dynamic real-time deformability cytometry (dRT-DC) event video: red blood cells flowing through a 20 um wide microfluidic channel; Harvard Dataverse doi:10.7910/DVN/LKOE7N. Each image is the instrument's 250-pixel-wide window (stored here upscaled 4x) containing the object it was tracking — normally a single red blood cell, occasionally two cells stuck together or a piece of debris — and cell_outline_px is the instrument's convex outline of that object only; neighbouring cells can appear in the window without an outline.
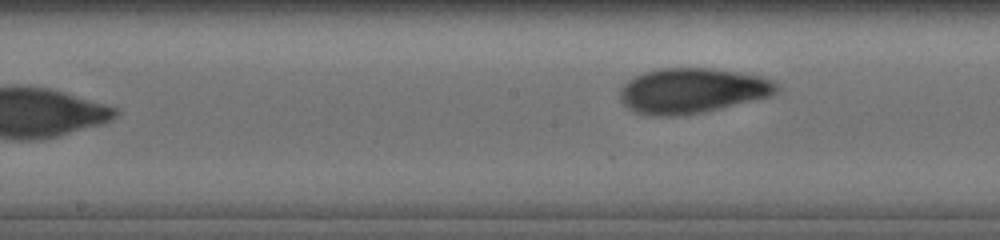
{"species": "human", "species_latin": "Homo sapiens", "temperature_condition": "cold", "stored_images_in_passage": 15, "segment_of_instrument_passage": [2, 2], "camera_frame_rate_fps": 3000, "um_per_image_px": 0.085, "donor": {"sex": "male"}, "frame": {"image": 1, "passage_image": 15, "time_ms": 5.667, "image_size_px": [1000, 240], "cell_outline_px": [[780, 88], [772, 96], [704, 112], [680, 116], [656, 116], [632, 112], [620, 100], [620, 88], [632, 76], [644, 72], [660, 68], [712, 68], [740, 72], [764, 76], [776, 80], [780, 84]], "centroid_in_image_um": [58.87, 7.7], "position_along_channel_um": 189.3, "area_um2": 41.96}}